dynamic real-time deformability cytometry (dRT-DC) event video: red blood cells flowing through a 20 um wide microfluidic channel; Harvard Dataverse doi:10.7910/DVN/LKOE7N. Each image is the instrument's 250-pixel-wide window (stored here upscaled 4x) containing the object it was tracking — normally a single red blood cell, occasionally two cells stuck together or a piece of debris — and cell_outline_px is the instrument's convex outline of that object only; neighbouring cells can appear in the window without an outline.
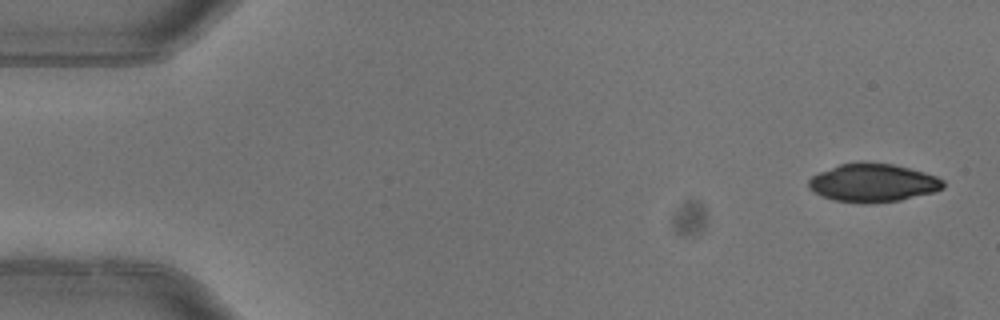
{"species": "common noctule bat (a hibernating species)", "species_latin": "Nyctalus noctula", "temperature_condition": "warm", "stored_images_in_passage": 4, "camera_frame_rate_fps": 3000, "um_per_image_px": 0.085, "animal": {"sex": "female"}, "frame": {"image": 1, "passage_image": 1, "time_ms": 0.0, "image_size_px": [1000, 320], "cell_outline_px": [[944, 188], [936, 192], [900, 200], [872, 204], [836, 200], [820, 196], [812, 192], [808, 188], [808, 180], [812, 176], [820, 172], [840, 164], [860, 160], [864, 160], [892, 164], [924, 172], [936, 176], [944, 180]], "centroid_in_image_um": [74.2, 15.53], "position_along_channel_um": 10.8, "area_um2": 30.46}}
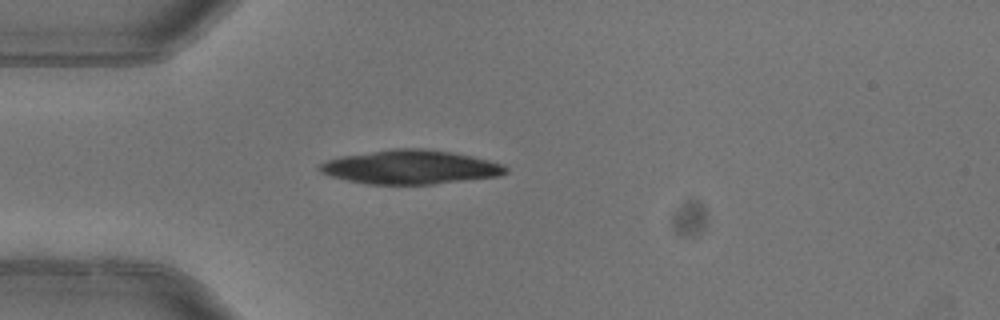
{"frame": {"image": 2, "passage_image": 4, "time_ms": 1.0, "image_size_px": [1000, 320], "cell_outline_px": [[508, 172], [500, 176], [432, 184], [368, 184], [348, 180], [332, 176], [320, 172], [316, 168], [320, 164], [328, 160], [344, 156], [392, 148], [424, 148], [452, 152], [472, 156], [504, 164], [508, 168]], "centroid_in_image_um": [34.92, 14.2], "position_along_channel_um": 50.1, "area_um2": 36.7}}